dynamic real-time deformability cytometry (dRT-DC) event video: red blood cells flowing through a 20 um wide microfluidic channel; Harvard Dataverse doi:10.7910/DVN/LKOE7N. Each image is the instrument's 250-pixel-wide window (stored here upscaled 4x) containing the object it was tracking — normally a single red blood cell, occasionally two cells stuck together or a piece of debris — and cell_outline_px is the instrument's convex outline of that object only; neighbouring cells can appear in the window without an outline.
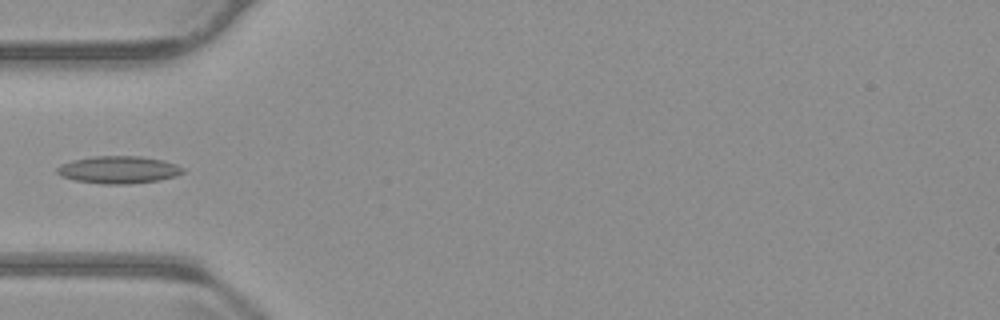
{"species": "common noctule bat (a hibernating species)", "species_latin": "Nyctalus noctula", "temperature_condition": "warm", "stored_images_in_passage": 38, "camera_frame_rate_fps": 3000, "um_per_image_px": 0.085, "animal": {"sex": "male", "body_mass_g": 23.1, "forearm_length_mm": 52.7}, "frame": {"image": 1, "passage_image": 1, "time_ms": 0.0, "image_size_px": [1000, 320], "cell_outline_px": [[184, 172], [176, 176], [160, 180], [128, 184], [104, 184], [76, 180], [60, 176], [56, 172], [56, 168], [60, 164], [72, 160], [92, 156], [140, 156], [164, 160], [176, 164], [184, 168]], "centroid_in_image_um": [10.08, 14.42], "position_along_channel_um": 74.9, "area_um2": 20.23}}
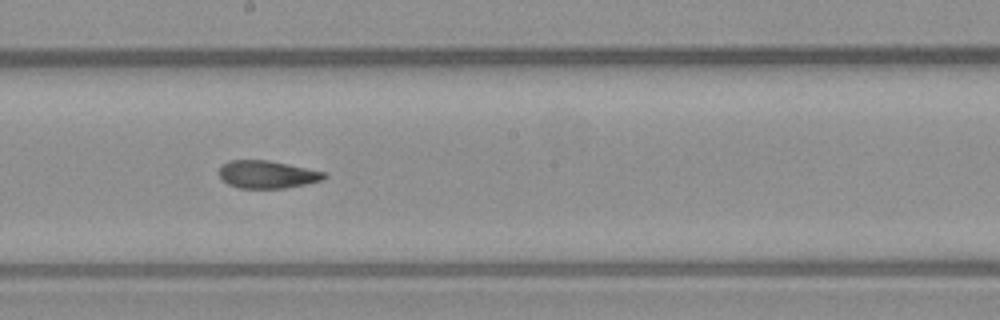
{"frame": {"image": 2, "passage_image": 13, "time_ms": 4.0, "image_size_px": [1000, 320], "cell_outline_px": [[328, 176], [324, 180], [284, 188], [236, 188], [228, 184], [220, 176], [220, 168], [228, 160], [268, 160], [288, 164], [324, 172]], "centroid_in_image_um": [22.72, 14.83], "position_along_channel_um": 225.5, "area_um2": 16.82}}
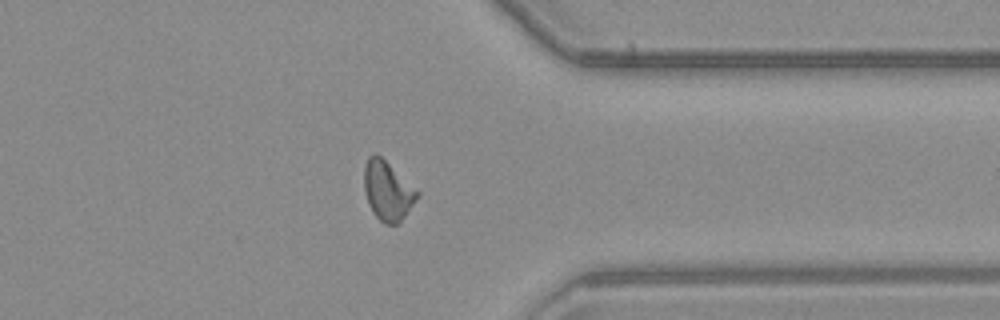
{"frame": {"image": 3, "passage_image": 26, "time_ms": 8.333, "image_size_px": [1000, 320], "cell_outline_px": [[420, 196], [400, 224], [384, 224], [372, 212], [368, 204], [364, 192], [364, 168], [368, 156], [376, 152], [420, 192]], "centroid_in_image_um": [32.96, 16.24], "position_along_channel_um": 378.4, "area_um2": 18.61}}